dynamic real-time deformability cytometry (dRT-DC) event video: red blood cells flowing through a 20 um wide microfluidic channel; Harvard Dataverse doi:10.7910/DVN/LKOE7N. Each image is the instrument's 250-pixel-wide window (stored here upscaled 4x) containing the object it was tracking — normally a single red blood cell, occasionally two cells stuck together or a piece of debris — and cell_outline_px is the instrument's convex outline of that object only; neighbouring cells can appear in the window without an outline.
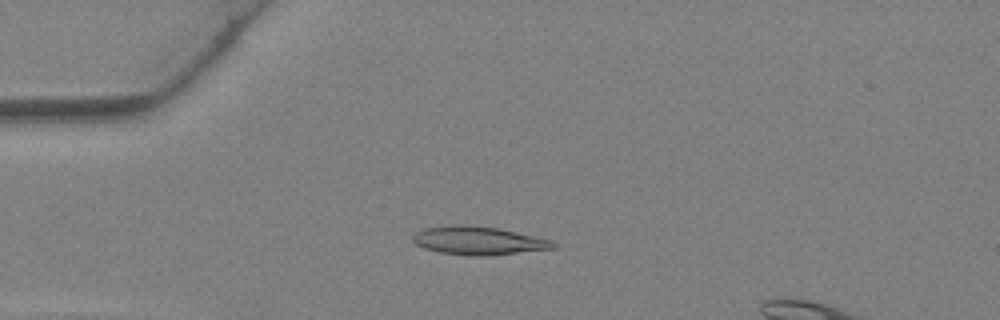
{"species": "Egyptian fruit bat (a non-hibernating species)", "species_latin": "Rousettus aegyptiacus", "temperature_condition": "warm", "stored_images_in_passage": 36, "camera_frame_rate_fps": 3000, "um_per_image_px": 0.085, "animal": {"sex": "female"}, "frame": {"image": 1, "passage_image": 9, "time_ms": 2.667, "image_size_px": [1000, 320], "cell_outline_px": [[556, 248], [488, 256], [468, 256], [440, 252], [424, 248], [416, 244], [412, 240], [412, 236], [416, 232], [424, 228], [452, 224], [500, 228], [552, 240], [556, 244]], "centroid_in_image_um": [40.66, 20.46], "position_along_channel_um": 44.3, "area_um2": 23.24}}
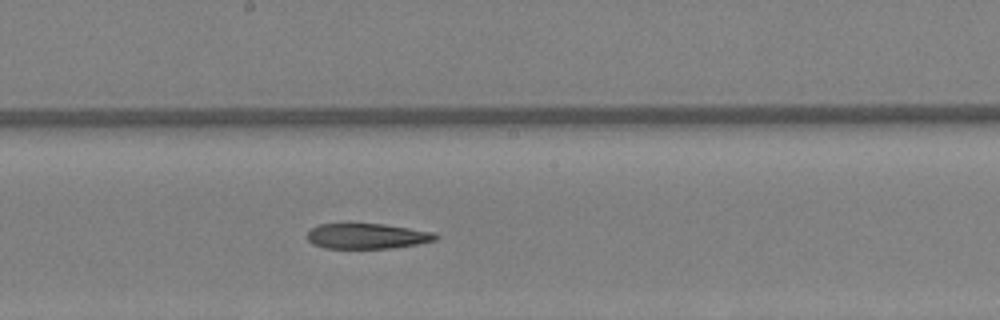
{"frame": {"image": 2, "passage_image": 20, "time_ms": 6.333, "image_size_px": [1000, 320], "cell_outline_px": [[440, 236], [436, 240], [416, 244], [392, 248], [328, 248], [312, 244], [308, 240], [308, 232], [312, 228], [320, 224], [384, 224], [436, 232]], "centroid_in_image_um": [31.25, 20.07], "position_along_channel_um": 216.9, "area_um2": 18.9}}
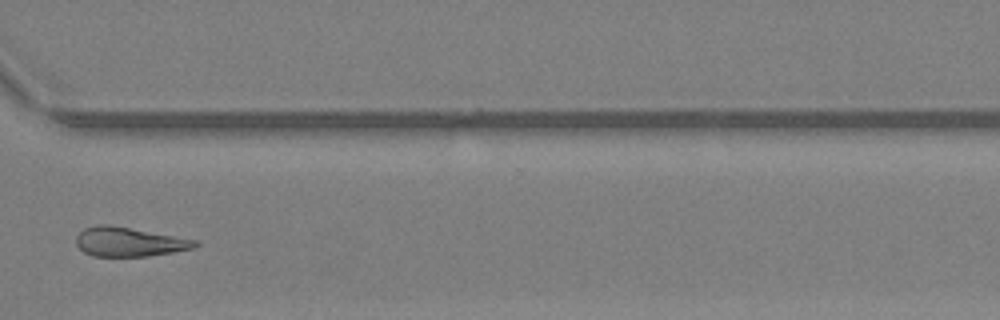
{"frame": {"image": 3, "passage_image": 28, "time_ms": 9.0, "image_size_px": [1000, 320], "cell_outline_px": [[200, 244], [196, 248], [148, 256], [92, 256], [84, 252], [76, 244], [76, 236], [84, 228], [100, 224], [108, 224], [196, 240]], "centroid_in_image_um": [10.96, 20.56], "position_along_channel_um": 359.6, "area_um2": 20.11}}